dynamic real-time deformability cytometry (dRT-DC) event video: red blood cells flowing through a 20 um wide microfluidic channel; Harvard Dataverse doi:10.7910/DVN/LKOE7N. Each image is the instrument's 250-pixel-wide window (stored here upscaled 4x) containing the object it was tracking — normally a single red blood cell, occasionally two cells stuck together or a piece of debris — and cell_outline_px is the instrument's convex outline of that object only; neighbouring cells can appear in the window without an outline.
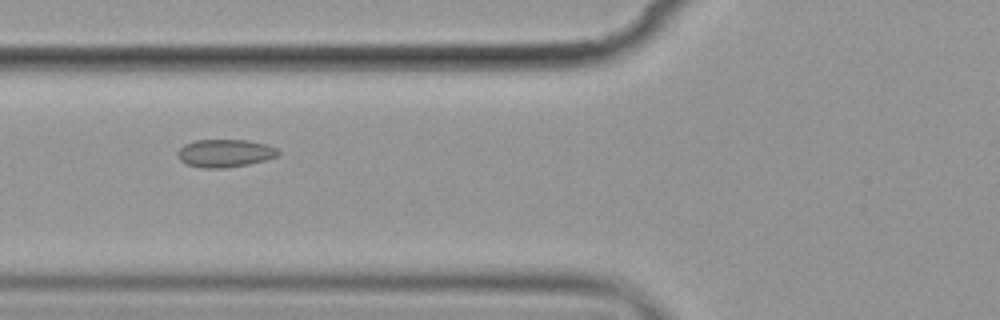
{"species": "common noctule bat (a hibernating species)", "species_latin": "Nyctalus noctula", "temperature_condition": "cold", "stored_images_in_passage": 15, "camera_frame_rate_fps": 3000, "um_per_image_px": 0.085, "animal": {"sex": "female", "body_mass_g": 19.9}, "frame": {"image": 1, "passage_image": 6, "time_ms": 6.333, "image_size_px": [1000, 320], "cell_outline_px": [[280, 152], [276, 156], [264, 160], [248, 164], [224, 168], [204, 168], [184, 164], [176, 156], [176, 152], [184, 144], [196, 140], [248, 140], [264, 144], [276, 148]], "centroid_in_image_um": [19.06, 13.02], "position_along_channel_um": 106.7, "area_um2": 16.3}}
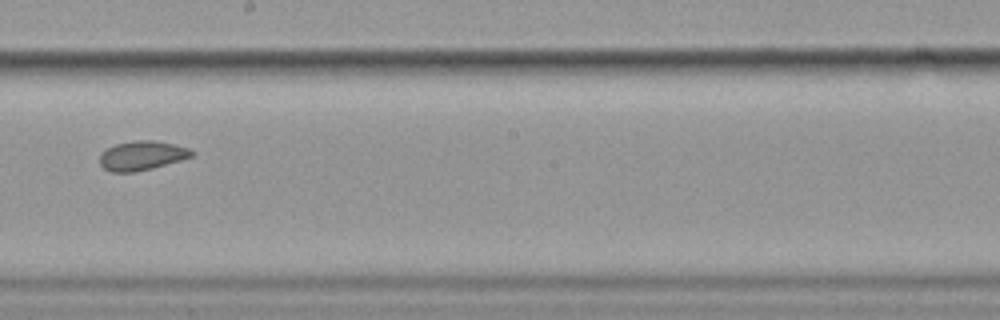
{"frame": {"image": 2, "passage_image": 9, "time_ms": 10.0, "image_size_px": [1000, 320], "cell_outline_px": [[196, 152], [192, 156], [180, 160], [152, 168], [132, 172], [112, 172], [104, 168], [100, 164], [100, 152], [116, 144], [132, 140], [152, 140], [172, 144], [188, 148]], "centroid_in_image_um": [12.04, 13.22], "position_along_channel_um": 236.2, "area_um2": 15.55}}
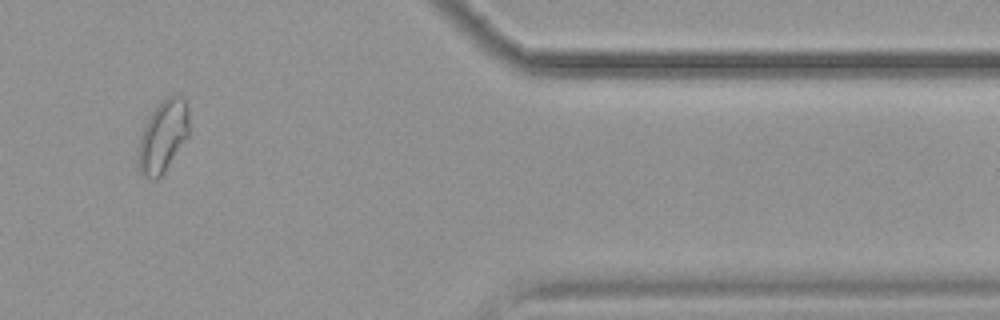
{"frame": {"image": 3, "passage_image": 13, "time_ms": 15.333, "image_size_px": [1000, 320], "cell_outline_px": [[188, 136], [164, 172], [156, 180], [152, 180], [140, 176], [136, 160], [140, 136], [152, 112], [168, 96], [180, 96], [188, 104]], "centroid_in_image_um": [13.82, 11.66], "position_along_channel_um": 397.6, "area_um2": 21.21}, "authors_computed_cell_mechanics": {"area_um2": 16.8776, "velocity_mm_per_s": 3.5351, "shape_relaxation_time_tau1_ms": null, "shape_relaxation_time_tau2_ms": 1.6513, "deformation_change_tau1": null, "deformation_change_tau2": 0.0412}}